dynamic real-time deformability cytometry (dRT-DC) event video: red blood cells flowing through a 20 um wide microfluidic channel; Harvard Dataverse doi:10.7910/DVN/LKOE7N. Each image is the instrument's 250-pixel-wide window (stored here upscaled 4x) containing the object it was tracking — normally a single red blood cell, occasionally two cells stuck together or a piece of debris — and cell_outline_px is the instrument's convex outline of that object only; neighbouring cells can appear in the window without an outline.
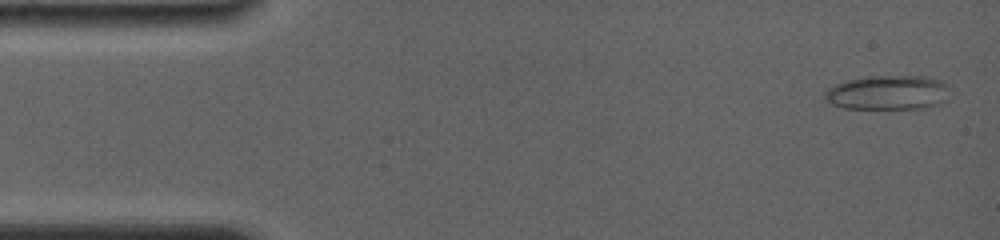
{"species": "common noctule bat (a hibernating species)", "species_latin": "Nyctalus noctula", "temperature_condition": "room temperature", "stored_images_in_passage": 37, "camera_frame_rate_fps": 4000, "um_per_image_px": 0.085, "animal": {"sex": "female", "body_mass_g": 19.0, "forearm_length_mm": 56.7}, "frame": {"image": 1, "passage_image": 1, "time_ms": 0.0, "image_size_px": [1000, 240], "cell_outline_px": [[944, 100], [928, 108], [844, 108], [832, 104], [824, 100], [824, 92], [828, 88], [836, 84], [848, 80], [868, 76], [924, 76], [940, 80], [944, 84]], "centroid_in_image_um": [75.37, 7.87], "position_along_channel_um": 9.6, "area_um2": 24.57}}
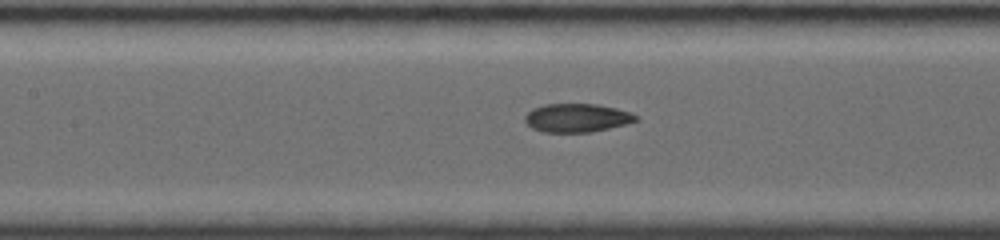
{"frame": {"image": 2, "passage_image": 18, "time_ms": 6.75, "image_size_px": [1000, 240], "cell_outline_px": [[640, 120], [628, 124], [592, 132], [544, 132], [532, 128], [524, 120], [524, 116], [532, 108], [544, 104], [596, 104], [616, 108], [632, 112], [640, 116]], "centroid_in_image_um": [49.09, 10.02], "position_along_channel_um": 158.3, "area_um2": 18.73}}
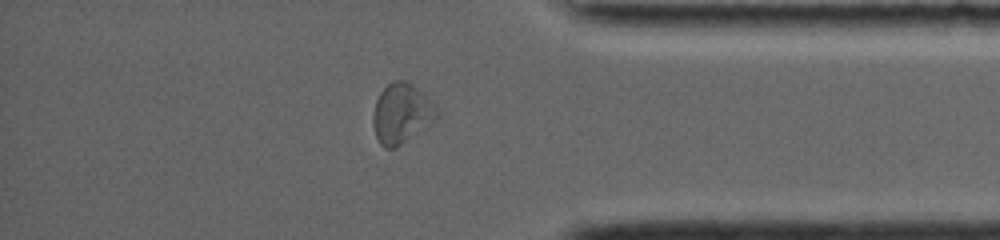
{"frame": {"image": 3, "passage_image": 32, "time_ms": 13.25, "image_size_px": [1000, 240], "cell_outline_px": [[440, 116], [436, 120], [396, 148], [384, 148], [380, 144], [376, 136], [372, 124], [372, 116], [376, 100], [380, 92], [392, 80], [404, 80], [412, 84], [436, 104], [440, 112]], "centroid_in_image_um": [34.14, 9.65], "position_along_channel_um": 401.1, "area_um2": 22.54}, "authors_computed_cell_mechanics": {"area_um2": 19.7676, "velocity_mm_per_s": 3.8321, "shape_relaxation_time_tau1_ms": null, "shape_relaxation_time_tau2_ms": 2.3465, "deformation_change_tau1": null, "deformation_change_tau2": 0.0708}}